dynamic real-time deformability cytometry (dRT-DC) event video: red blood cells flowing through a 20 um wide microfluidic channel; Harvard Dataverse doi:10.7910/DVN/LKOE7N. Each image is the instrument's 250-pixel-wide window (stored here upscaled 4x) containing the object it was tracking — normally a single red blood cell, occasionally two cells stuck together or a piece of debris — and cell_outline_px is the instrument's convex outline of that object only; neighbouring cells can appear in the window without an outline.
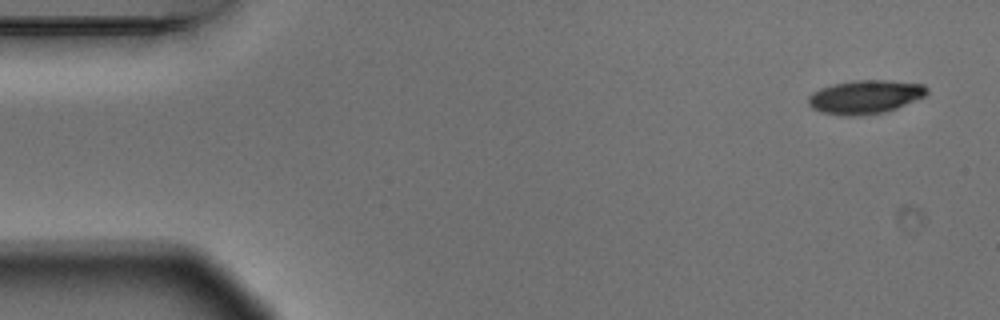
{"species": "Egyptian fruit bat (a non-hibernating species)", "species_latin": "Rousettus aegyptiacus", "temperature_condition": "warm", "stored_images_in_passage": 5, "segment_of_instrument_passage": [1, 2], "camera_frame_rate_fps": 3000, "um_per_image_px": 0.085, "animal": {"sex": "male"}, "frame": {"image": 1, "passage_image": 1, "time_ms": 0.0, "image_size_px": [1000, 320], "cell_outline_px": [[928, 92], [924, 96], [896, 108], [884, 112], [860, 116], [844, 116], [820, 112], [812, 108], [808, 104], [808, 96], [812, 92], [820, 88], [832, 84], [856, 80], [888, 80], [924, 84], [928, 88]], "centroid_in_image_um": [73.51, 8.24], "position_along_channel_um": 11.5, "area_um2": 23.35}}
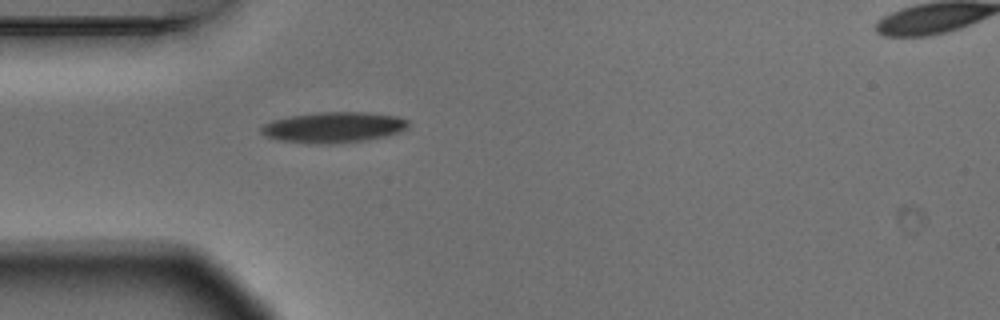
{"frame": {"image": 2, "passage_image": 4, "time_ms": 1.0, "image_size_px": [1000, 320], "cell_outline_px": [[408, 128], [400, 132], [368, 140], [332, 144], [324, 144], [280, 140], [264, 136], [260, 132], [260, 128], [264, 124], [272, 120], [288, 116], [316, 112], [364, 112], [396, 116], [408, 120]], "centroid_in_image_um": [28.34, 10.82], "position_along_channel_um": 56.7, "area_um2": 26.36}}